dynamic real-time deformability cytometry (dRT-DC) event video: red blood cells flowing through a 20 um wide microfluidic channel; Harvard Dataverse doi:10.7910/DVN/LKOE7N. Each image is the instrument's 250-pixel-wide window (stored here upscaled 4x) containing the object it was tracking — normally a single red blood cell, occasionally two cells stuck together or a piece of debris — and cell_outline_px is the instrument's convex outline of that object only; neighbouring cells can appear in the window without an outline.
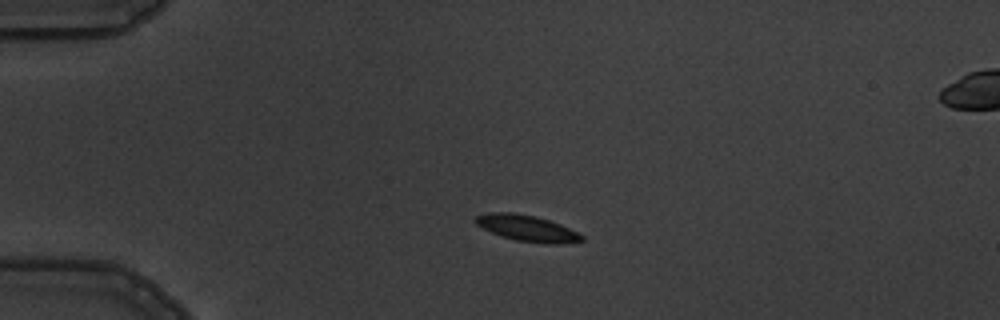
{"species": "common noctule bat (a hibernating species)", "species_latin": "Nyctalus noctula", "temperature_condition": "warm", "stored_images_in_passage": 3, "segment_of_instrument_passage": [1, 2], "camera_frame_rate_fps": 3000, "um_per_image_px": 0.085, "animal": {"sex": "male", "body_mass_g": 19.5, "forearm_length_mm": 54.6}, "frame": {"image": 1, "passage_image": 1, "time_ms": 0.0, "image_size_px": [1000, 320], "cell_outline_px": [[584, 240], [560, 244], [548, 244], [516, 240], [492, 232], [476, 224], [472, 220], [476, 216], [488, 212], [512, 212], [536, 216], [560, 224], [584, 236]], "centroid_in_image_um": [44.79, 19.39], "position_along_channel_um": 40.2, "area_um2": 16.01}}